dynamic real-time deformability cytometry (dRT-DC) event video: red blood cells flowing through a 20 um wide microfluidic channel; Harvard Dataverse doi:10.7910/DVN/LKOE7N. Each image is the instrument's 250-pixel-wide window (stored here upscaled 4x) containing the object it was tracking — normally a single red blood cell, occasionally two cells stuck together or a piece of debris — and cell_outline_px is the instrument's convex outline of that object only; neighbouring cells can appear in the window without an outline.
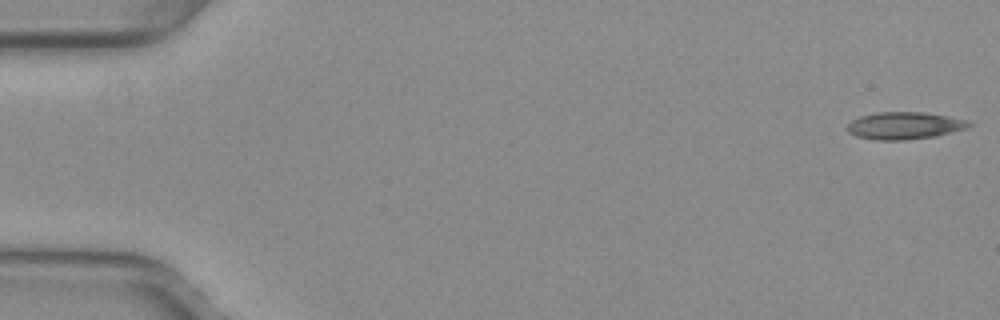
{"species": "common noctule bat (a hibernating species)", "species_latin": "Nyctalus noctula", "temperature_condition": "warm", "stored_images_in_passage": 52, "camera_frame_rate_fps": 3000, "um_per_image_px": 0.085, "animal": {"sex": "female", "body_mass_g": 29.2, "forearm_length_mm": 56.3}, "frame": {"image": 1, "passage_image": 1, "time_ms": 0.0, "image_size_px": [1000, 320], "cell_outline_px": [[972, 124], [968, 128], [932, 136], [904, 140], [880, 140], [856, 136], [848, 132], [848, 124], [852, 120], [860, 116], [880, 112], [924, 112], [968, 120]], "centroid_in_image_um": [76.87, 10.67], "position_along_channel_um": 8.1, "area_um2": 19.02}}
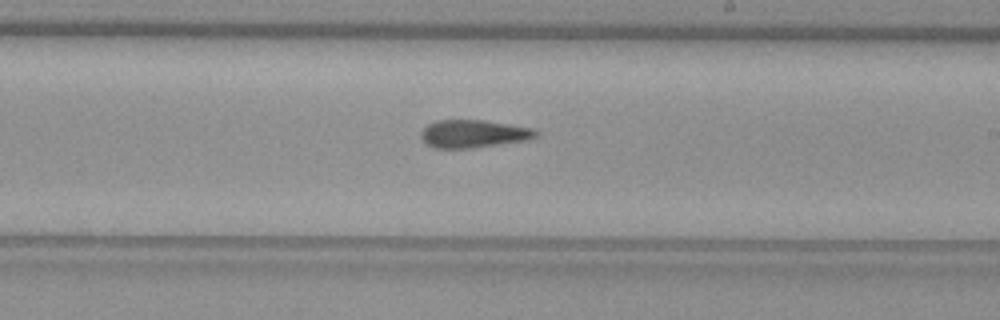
{"frame": {"image": 2, "passage_image": 31, "time_ms": 10.0, "image_size_px": [1000, 320], "cell_outline_px": [[540, 136], [528, 140], [472, 148], [432, 148], [424, 144], [420, 136], [420, 132], [428, 124], [436, 120], [484, 120], [532, 128], [540, 132]], "centroid_in_image_um": [40.24, 11.38], "position_along_channel_um": 248.8, "area_um2": 18.9}}
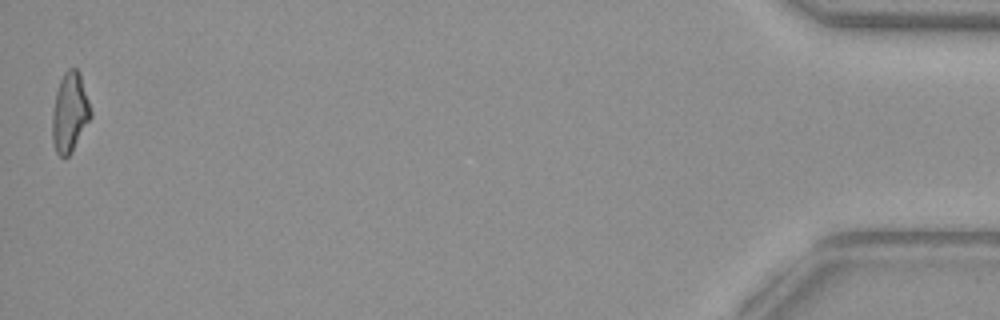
{"frame": {"image": 3, "passage_image": 52, "time_ms": 17.0, "image_size_px": [1000, 320], "cell_outline_px": [[92, 116], [72, 152], [68, 156], [60, 156], [56, 152], [52, 140], [52, 112], [56, 92], [60, 80], [64, 72], [68, 68], [76, 68], [80, 72], [92, 112]], "centroid_in_image_um": [5.93, 9.55], "position_along_channel_um": 429.3, "area_um2": 17.92}, "authors_computed_cell_mechanics": {"area_um2": 18.7272, "velocity_mm_per_s": 3.9804, "shape_relaxation_time_tau1_ms": null, "shape_relaxation_time_tau2_ms": 4.5193, "deformation_change_tau1": null, "deformation_change_tau2": 0.1506}}